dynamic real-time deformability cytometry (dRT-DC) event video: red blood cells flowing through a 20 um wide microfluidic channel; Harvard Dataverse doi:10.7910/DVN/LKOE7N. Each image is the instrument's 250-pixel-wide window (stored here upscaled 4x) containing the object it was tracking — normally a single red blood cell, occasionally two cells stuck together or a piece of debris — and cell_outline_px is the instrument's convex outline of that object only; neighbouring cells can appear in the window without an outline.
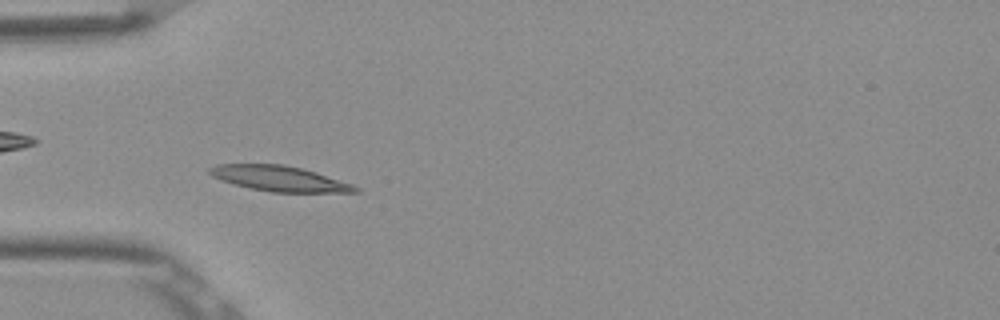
{"species": "Egyptian fruit bat (a non-hibernating species)", "species_latin": "Rousettus aegyptiacus", "temperature_condition": "room temperature", "stored_images_in_passage": 49, "camera_frame_rate_fps": 3000, "um_per_image_px": 0.085, "frame": {"image": 1, "passage_image": 12, "time_ms": 3.667, "image_size_px": [1000, 320], "cell_outline_px": [[360, 192], [272, 192], [252, 188], [220, 180], [212, 176], [208, 172], [208, 168], [216, 164], [284, 164], [316, 172], [352, 184], [360, 188]], "centroid_in_image_um": [23.74, 15.17], "position_along_channel_um": 61.3, "area_um2": 21.33}}
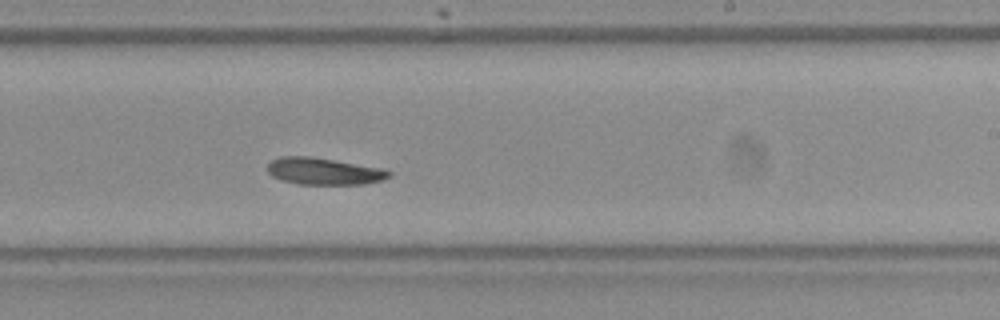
{"frame": {"image": 2, "passage_image": 28, "time_ms": 9.0, "image_size_px": [1000, 320], "cell_outline_px": [[392, 172], [388, 176], [380, 180], [364, 184], [296, 184], [272, 176], [268, 172], [268, 164], [272, 160], [280, 156], [308, 156], [380, 168]], "centroid_in_image_um": [27.47, 14.56], "position_along_channel_um": 261.5, "area_um2": 18.61}}
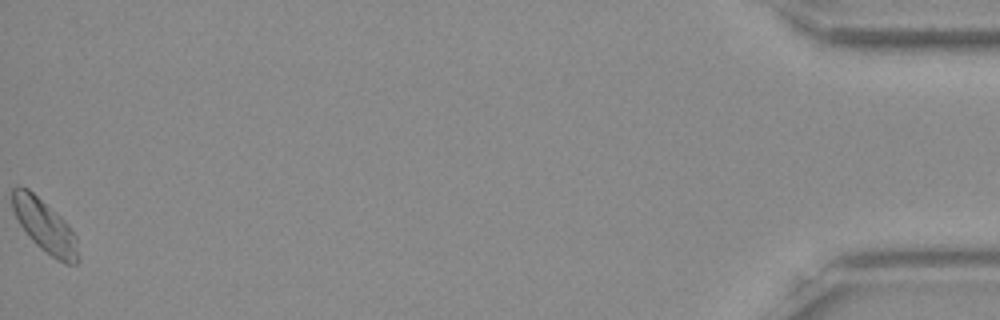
{"frame": {"image": 3, "passage_image": 49, "time_ms": 16.0, "image_size_px": [1000, 320], "cell_outline_px": [[80, 260], [76, 264], [64, 264], [56, 260], [40, 248], [28, 236], [20, 224], [12, 208], [12, 188], [20, 184], [28, 188], [60, 216], [68, 224], [76, 236]], "centroid_in_image_um": [3.82, 19.23], "position_along_channel_um": 431.4, "area_um2": 20.35}, "authors_computed_cell_mechanics": {"area_um2": 19.5942, "velocity_mm_per_s": 3.8103, "shape_relaxation_time_tau1_ms": null, "shape_relaxation_time_tau2_ms": 11.132, "deformation_change_tau1": null, "deformation_change_tau2": 0.1571}}